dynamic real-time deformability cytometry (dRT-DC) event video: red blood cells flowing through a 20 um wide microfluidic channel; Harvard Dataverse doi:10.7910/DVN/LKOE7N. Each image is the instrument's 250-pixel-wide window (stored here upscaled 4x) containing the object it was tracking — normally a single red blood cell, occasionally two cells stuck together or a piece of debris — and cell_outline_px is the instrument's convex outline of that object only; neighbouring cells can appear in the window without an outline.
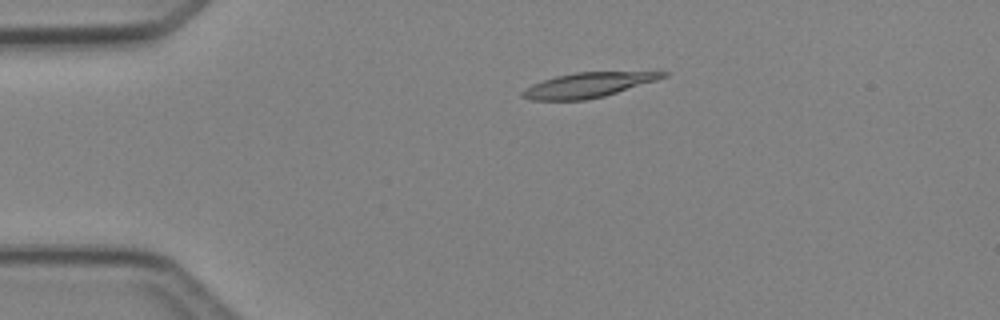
{"species": "Egyptian fruit bat (a non-hibernating species)", "species_latin": "Rousettus aegyptiacus", "temperature_condition": "cold", "stored_images_in_passage": 4, "camera_frame_rate_fps": 3000, "um_per_image_px": 0.085, "animal": {"sex": "female"}, "frame": {"image": 1, "passage_image": 3, "time_ms": 2.333, "image_size_px": [1000, 320], "cell_outline_px": [[668, 76], [656, 80], [604, 96], [584, 100], [532, 100], [520, 96], [520, 92], [524, 88], [532, 84], [556, 76], [576, 72], [668, 72]], "centroid_in_image_um": [49.92, 7.23], "position_along_channel_um": 35.1, "area_um2": 20.06}}